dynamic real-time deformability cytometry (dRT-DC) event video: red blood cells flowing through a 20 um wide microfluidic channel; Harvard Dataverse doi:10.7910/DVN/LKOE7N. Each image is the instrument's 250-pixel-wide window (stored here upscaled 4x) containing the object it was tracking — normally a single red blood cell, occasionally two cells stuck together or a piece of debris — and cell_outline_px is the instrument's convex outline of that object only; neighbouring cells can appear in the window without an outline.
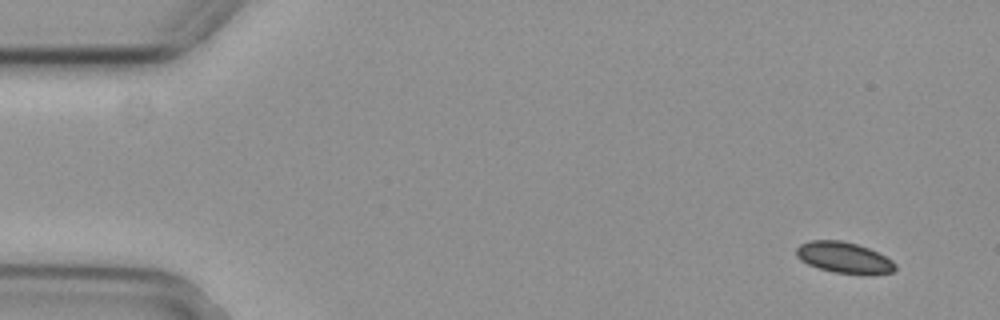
{"species": "common noctule bat (a hibernating species)", "species_latin": "Nyctalus noctula", "temperature_condition": "cold", "stored_images_in_passage": 8, "camera_frame_rate_fps": 3000, "um_per_image_px": 0.085, "animal": {"sex": "female", "body_mass_g": 29.2, "forearm_length_mm": 56.3}, "frame": {"image": 1, "passage_image": 1, "time_ms": 0.0, "image_size_px": [1000, 320], "cell_outline_px": [[896, 268], [892, 272], [872, 276], [864, 276], [832, 272], [808, 264], [800, 260], [796, 256], [796, 248], [800, 244], [808, 240], [840, 240], [856, 244], [868, 248], [892, 260], [896, 264]], "centroid_in_image_um": [71.75, 21.92], "position_along_channel_um": 13.2, "area_um2": 18.26}}
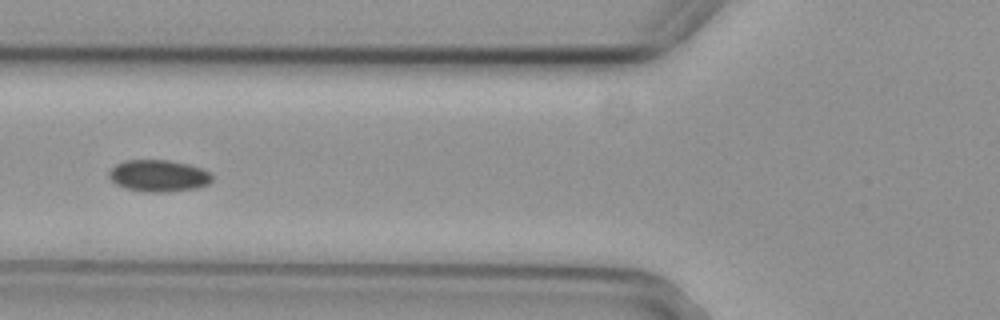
{"frame": {"image": 2, "passage_image": 5, "time_ms": 1.333, "image_size_px": [1000, 320], "cell_outline_px": [[212, 180], [208, 184], [196, 188], [168, 192], [144, 192], [124, 188], [116, 184], [108, 176], [108, 172], [116, 164], [124, 160], [168, 160], [188, 164], [200, 168], [208, 172], [212, 176]], "centroid_in_image_um": [13.45, 14.95], "position_along_channel_um": 112.4, "area_um2": 19.13}}
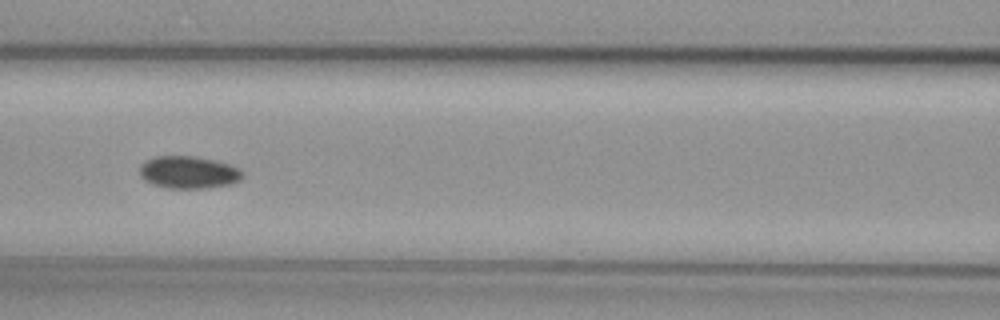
{"frame": {"image": 3, "passage_image": 6, "time_ms": 1.667, "image_size_px": [1000, 320], "cell_outline_px": [[244, 176], [240, 180], [232, 184], [204, 188], [168, 188], [152, 184], [144, 180], [140, 176], [140, 164], [156, 156], [196, 156], [216, 160], [240, 168], [244, 172]], "centroid_in_image_um": [16.06, 14.64], "position_along_channel_um": 150.5, "area_um2": 19.59}}